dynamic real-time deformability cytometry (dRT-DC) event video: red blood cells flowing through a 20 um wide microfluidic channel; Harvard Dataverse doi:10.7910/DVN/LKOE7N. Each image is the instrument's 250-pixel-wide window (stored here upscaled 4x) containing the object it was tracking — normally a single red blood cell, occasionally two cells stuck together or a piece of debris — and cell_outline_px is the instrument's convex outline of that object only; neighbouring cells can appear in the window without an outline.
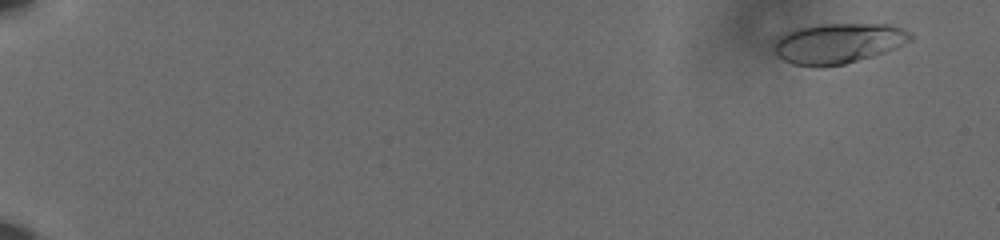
{"species": "human", "species_latin": "Homo sapiens", "temperature_condition": "cold", "stored_images_in_passage": 60, "camera_frame_rate_fps": 3000, "um_per_image_px": 0.085, "donor": {"sex": "male"}, "frame": {"image": 1, "passage_image": 4, "time_ms": 1.0, "image_size_px": [1000, 240], "cell_outline_px": [[912, 40], [884, 52], [872, 56], [844, 64], [792, 64], [776, 56], [772, 52], [772, 48], [776, 36], [784, 32], [796, 28], [820, 24], [888, 24], [912, 32]], "centroid_in_image_um": [71.19, 3.64], "position_along_channel_um": 13.8, "area_um2": 31.73}}
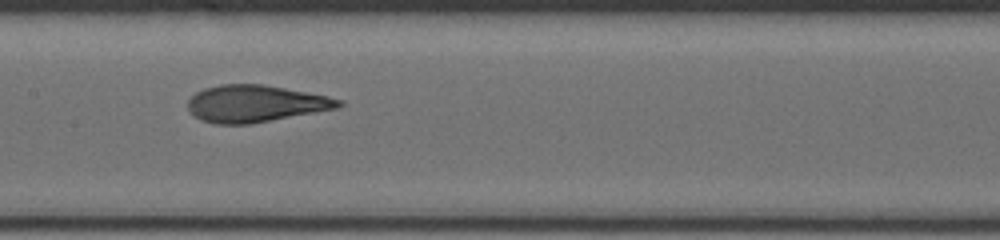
{"frame": {"image": 2, "passage_image": 34, "time_ms": 11.0, "image_size_px": [1000, 240], "cell_outline_px": [[344, 104], [336, 108], [248, 124], [216, 124], [200, 120], [188, 108], [188, 100], [196, 92], [204, 88], [220, 84], [260, 84], [284, 88], [328, 96], [344, 100]], "centroid_in_image_um": [21.69, 8.8], "position_along_channel_um": 185.7, "area_um2": 32.08}}
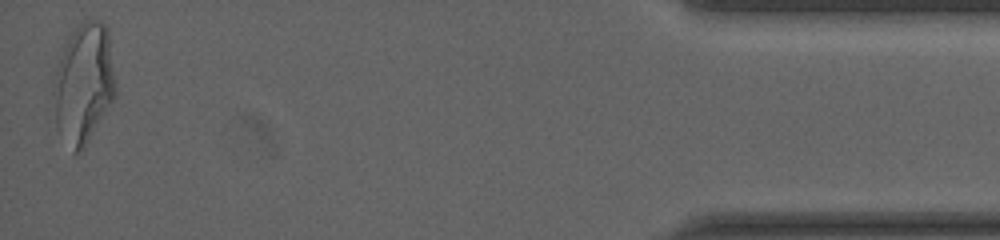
{"frame": {"image": 3, "passage_image": 60, "time_ms": 19.667, "image_size_px": [1000, 240], "cell_outline_px": [[116, 92], [112, 100], [84, 148], [80, 152], [72, 152], [56, 128], [52, 92], [52, 84], [56, 68], [68, 36], [84, 20], [100, 20], [108, 28], [116, 88]], "centroid_in_image_um": [7.08, 7.09], "position_along_channel_um": 428.1, "area_um2": 43.35}, "authors_computed_cell_mechanics": {"area_um2": 31.9923, "velocity_mm_per_s": 3.6011, "shape_relaxation_time_tau1_ms": 4.3447, "shape_relaxation_time_tau2_ms": 1.0098, "deformation_change_tau1": 0.1808, "deformation_change_tau2": 0.0855}}